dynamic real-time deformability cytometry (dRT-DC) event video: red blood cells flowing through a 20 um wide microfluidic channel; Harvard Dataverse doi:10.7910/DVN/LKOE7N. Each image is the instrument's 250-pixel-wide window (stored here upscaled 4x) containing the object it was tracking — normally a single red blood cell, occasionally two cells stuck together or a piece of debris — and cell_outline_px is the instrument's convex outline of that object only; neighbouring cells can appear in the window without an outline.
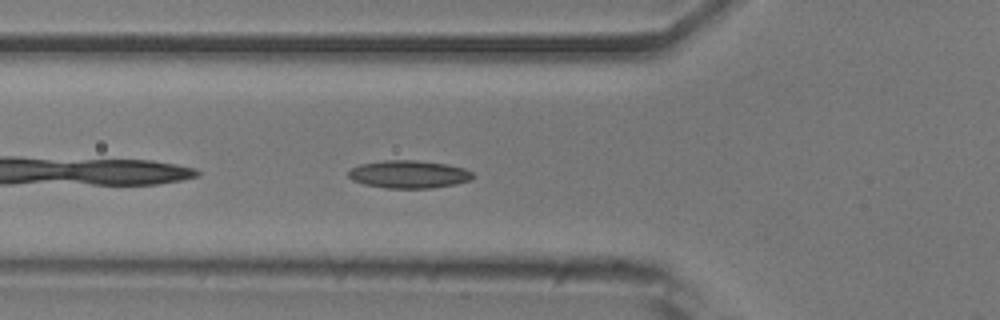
{"species": "common noctule bat (a hibernating species)", "species_latin": "Nyctalus noctula", "temperature_condition": "room temperature", "stored_images_in_passage": 29, "camera_frame_rate_fps": 3000, "um_per_image_px": 0.085, "animal": {"sex": "male", "body_mass_g": 20.5, "forearm_length_mm": 52.5}, "frame": {"image": 1, "passage_image": 4, "time_ms": 1.0, "image_size_px": [1000, 320], "cell_outline_px": [[476, 176], [468, 180], [456, 184], [432, 188], [384, 188], [364, 184], [352, 180], [348, 176], [348, 172], [352, 168], [360, 164], [384, 160], [416, 160], [448, 164], [464, 168], [472, 172]], "centroid_in_image_um": [34.76, 14.81], "position_along_channel_um": 91.0, "area_um2": 20.23}}
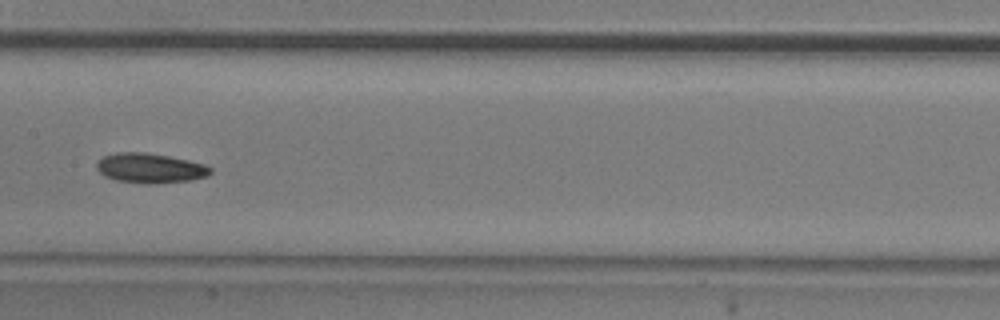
{"frame": {"image": 2, "passage_image": 12, "time_ms": 3.667, "image_size_px": [1000, 320], "cell_outline_px": [[212, 172], [208, 176], [192, 180], [148, 184], [116, 180], [104, 176], [96, 168], [96, 164], [104, 156], [116, 152], [144, 152], [168, 156], [188, 160], [204, 164], [212, 168]], "centroid_in_image_um": [12.77, 14.29], "position_along_channel_um": 194.6, "area_um2": 19.71}}
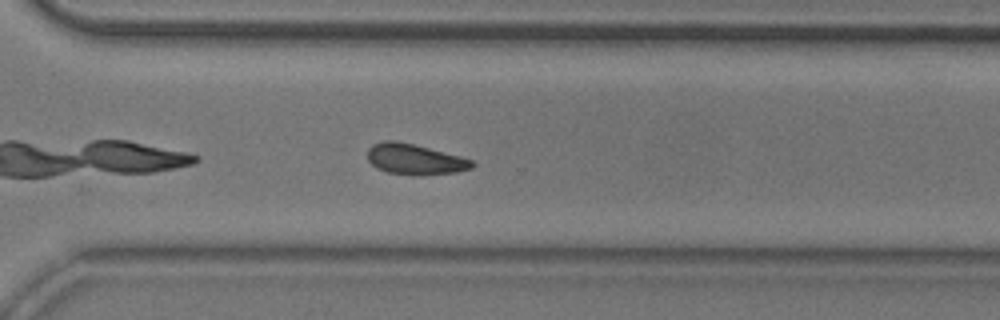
{"frame": {"image": 3, "passage_image": 23, "time_ms": 7.333, "image_size_px": [1000, 320], "cell_outline_px": [[476, 164], [472, 168], [456, 172], [420, 176], [412, 176], [388, 172], [376, 168], [368, 160], [368, 148], [372, 144], [384, 140], [396, 140], [460, 156], [472, 160]], "centroid_in_image_um": [35.25, 13.55], "position_along_channel_um": 335.4, "area_um2": 18.79}, "authors_computed_cell_mechanics": {"area_um2": 18.785, "velocity_mm_per_s": 3.8519, "shape_relaxation_time_tau1_ms": 4.7466, "shape_relaxation_time_tau2_ms": null, "deformation_change_tau1": 0.1083, "deformation_change_tau2": null}}